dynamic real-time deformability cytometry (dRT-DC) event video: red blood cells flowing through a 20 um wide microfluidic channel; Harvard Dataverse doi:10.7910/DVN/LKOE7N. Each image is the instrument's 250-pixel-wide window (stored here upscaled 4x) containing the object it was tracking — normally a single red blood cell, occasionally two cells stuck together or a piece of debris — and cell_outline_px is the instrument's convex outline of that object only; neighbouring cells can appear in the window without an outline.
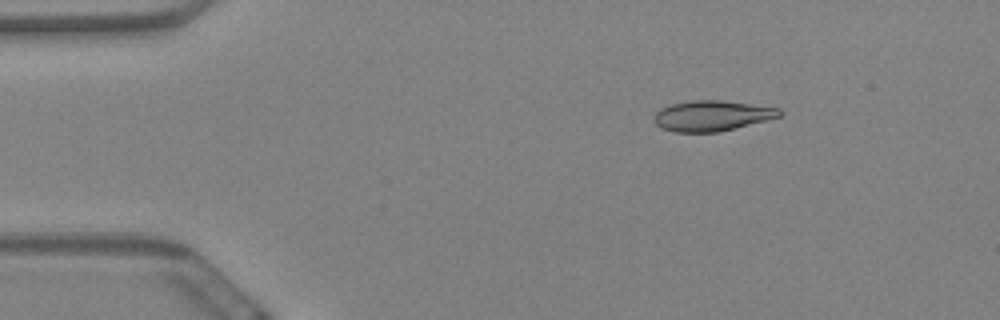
{"species": "Egyptian fruit bat (a non-hibernating species)", "species_latin": "Rousettus aegyptiacus", "temperature_condition": "warm", "stored_images_in_passage": 51, "camera_frame_rate_fps": 3000, "um_per_image_px": 0.085, "animal": {"sex": "female"}, "frame": {"image": 1, "passage_image": 1, "time_ms": 0.0, "image_size_px": [1000, 320], "cell_outline_px": [[784, 112], [780, 116], [768, 120], [716, 132], [676, 132], [660, 128], [652, 120], [652, 116], [660, 108], [672, 104], [688, 100], [724, 100], [780, 108]], "centroid_in_image_um": [60.49, 9.83], "position_along_channel_um": 24.5, "area_um2": 22.48}}
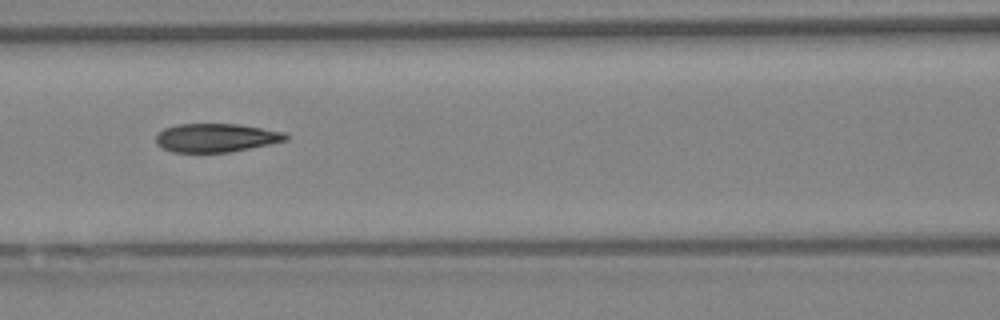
{"frame": {"image": 2, "passage_image": 18, "time_ms": 5.667, "image_size_px": [1000, 320], "cell_outline_px": [[288, 140], [232, 152], [172, 152], [156, 144], [156, 136], [164, 128], [176, 124], [240, 124], [284, 132], [288, 136]], "centroid_in_image_um": [18.37, 11.71], "position_along_channel_um": 148.2, "area_um2": 21.62}}
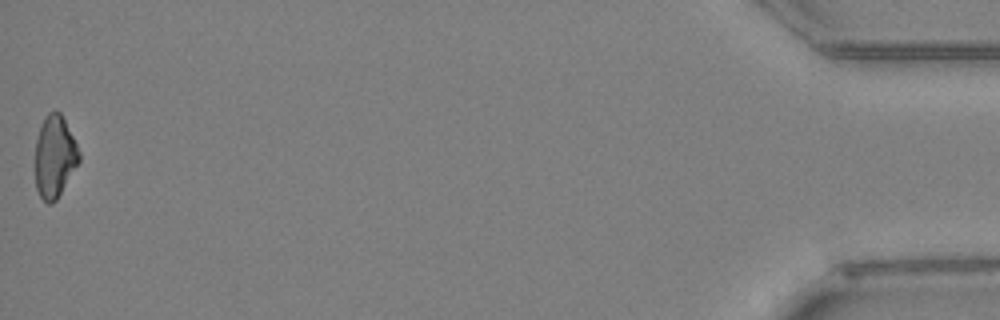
{"frame": {"image": 3, "passage_image": 51, "time_ms": 16.667, "image_size_px": [1000, 320], "cell_outline_px": [[80, 160], [56, 200], [52, 204], [48, 204], [40, 196], [36, 188], [36, 140], [44, 116], [48, 112], [60, 112], [80, 152]], "centroid_in_image_um": [4.64, 13.32], "position_along_channel_um": 430.6, "area_um2": 20.58}, "authors_computed_cell_mechanics": {"area_um2": 22.253, "velocity_mm_per_s": 3.465, "shape_relaxation_time_tau1_ms": 8.1127, "shape_relaxation_time_tau2_ms": 3.7203, "deformation_change_tau1": 0.1797, "deformation_change_tau2": 0.1065}}